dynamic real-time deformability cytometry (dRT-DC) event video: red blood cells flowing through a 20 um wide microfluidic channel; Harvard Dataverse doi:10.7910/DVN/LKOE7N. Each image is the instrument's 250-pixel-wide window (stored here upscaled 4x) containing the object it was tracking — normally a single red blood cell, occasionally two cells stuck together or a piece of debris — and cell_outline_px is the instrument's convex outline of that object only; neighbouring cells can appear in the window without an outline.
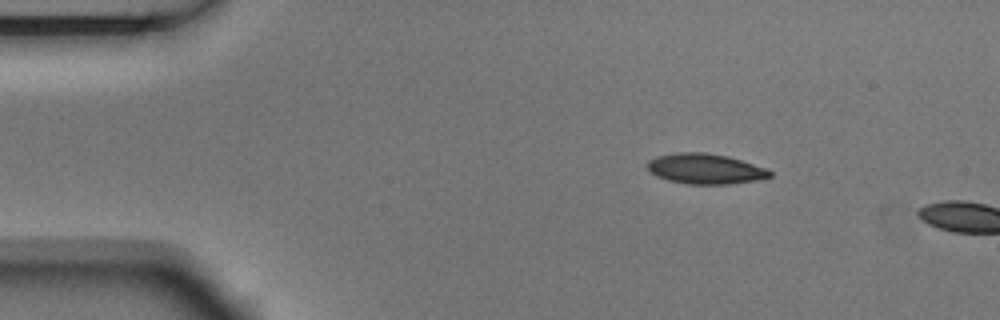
{"species": "Egyptian fruit bat (a non-hibernating species)", "species_latin": "Rousettus aegyptiacus", "temperature_condition": "room temperature", "stored_images_in_passage": 2, "camera_frame_rate_fps": 3000, "um_per_image_px": 0.085, "animal": {"sex": "male"}, "frame": {"image": 1, "passage_image": 1, "time_ms": 0.0, "image_size_px": [1000, 320], "cell_outline_px": [[772, 176], [756, 180], [728, 184], [688, 184], [668, 180], [656, 176], [648, 172], [648, 160], [656, 156], [676, 152], [704, 152], [728, 156], [768, 168], [772, 172]], "centroid_in_image_um": [59.94, 14.34], "position_along_channel_um": 25.1, "area_um2": 21.79}}